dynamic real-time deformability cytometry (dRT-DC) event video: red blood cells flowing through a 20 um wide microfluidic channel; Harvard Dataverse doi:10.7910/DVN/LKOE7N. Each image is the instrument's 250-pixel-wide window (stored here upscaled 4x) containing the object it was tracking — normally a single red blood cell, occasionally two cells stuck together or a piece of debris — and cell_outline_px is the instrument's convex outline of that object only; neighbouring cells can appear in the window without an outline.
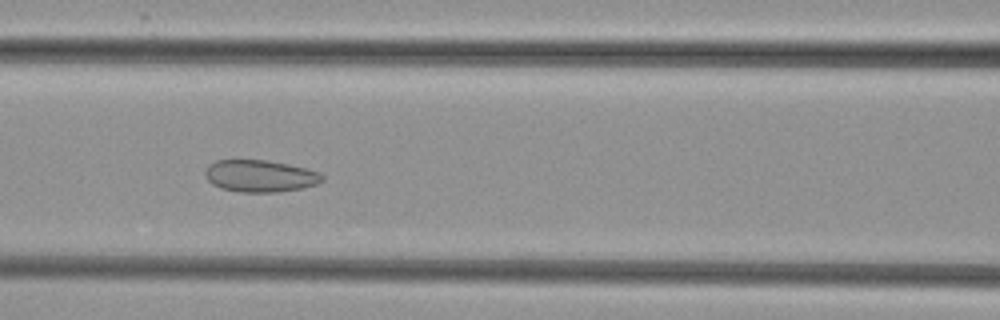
{"species": "common noctule bat (a hibernating species)", "species_latin": "Nyctalus noctula", "temperature_condition": "cold", "stored_images_in_passage": 52, "camera_frame_rate_fps": 3000, "um_per_image_px": 0.085, "animal": {"sex": "female", "body_mass_g": 29.2, "forearm_length_mm": 56.3}, "frame": {"image": 1, "passage_image": 23, "time_ms": 7.333, "image_size_px": [1000, 320], "cell_outline_px": [[324, 180], [316, 184], [300, 188], [276, 192], [240, 192], [220, 188], [212, 184], [204, 176], [204, 172], [208, 164], [216, 160], [268, 160], [308, 168], [320, 172], [324, 176]], "centroid_in_image_um": [22.09, 14.95], "position_along_channel_um": 144.5, "area_um2": 22.02}}
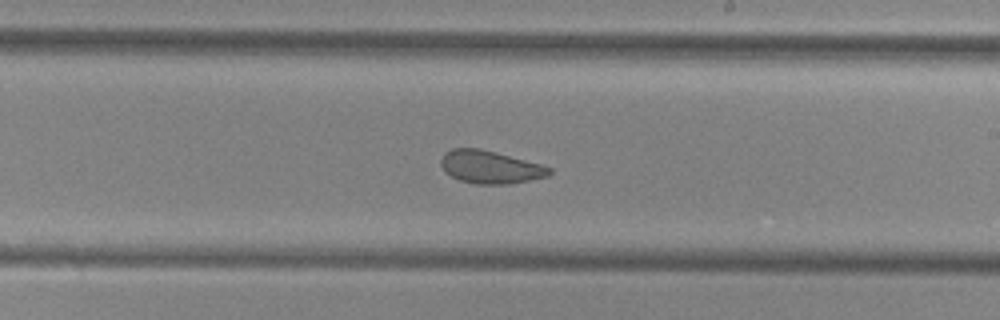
{"frame": {"image": 2, "passage_image": 31, "time_ms": 10.0, "image_size_px": [1000, 320], "cell_outline_px": [[552, 172], [548, 176], [508, 184], [476, 184], [460, 180], [444, 172], [440, 164], [440, 160], [444, 152], [452, 148], [480, 148], [496, 152], [540, 164], [552, 168]], "centroid_in_image_um": [41.63, 14.19], "position_along_channel_um": 247.4, "area_um2": 20.75}}
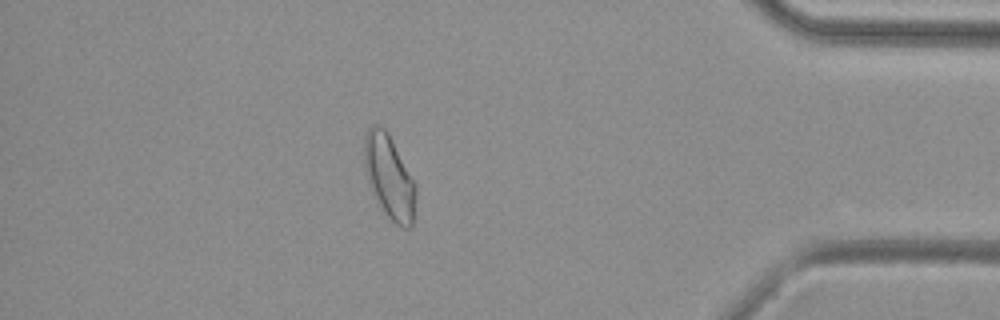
{"frame": {"image": 3, "passage_image": 46, "time_ms": 15.0, "image_size_px": [1000, 320], "cell_outline_px": [[416, 196], [412, 224], [408, 228], [404, 228], [396, 224], [380, 208], [368, 180], [364, 164], [364, 136], [368, 128], [372, 124], [380, 124], [388, 132], [416, 184]], "centroid_in_image_um": [33.08, 15.0], "position_along_channel_um": 402.1, "area_um2": 25.03}}